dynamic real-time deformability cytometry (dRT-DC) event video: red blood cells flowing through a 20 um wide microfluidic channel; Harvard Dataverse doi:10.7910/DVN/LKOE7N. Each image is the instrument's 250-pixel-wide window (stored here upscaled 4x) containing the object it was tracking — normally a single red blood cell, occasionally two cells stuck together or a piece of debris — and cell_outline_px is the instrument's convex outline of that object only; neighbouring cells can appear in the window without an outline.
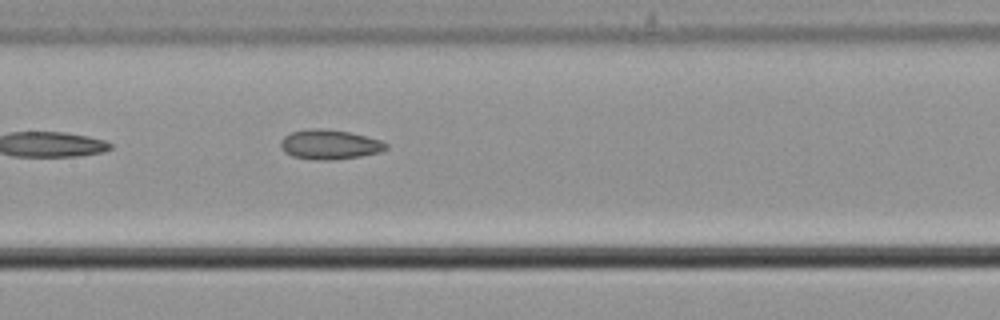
{"species": "common noctule bat (a hibernating species)", "species_latin": "Nyctalus noctula", "temperature_condition": "cold", "stored_images_in_passage": 5, "camera_frame_rate_fps": 3000, "um_per_image_px": 0.085, "animal": {"sex": "male", "body_mass_g": 21.5, "forearm_length_mm": 52.0}, "frame": {"image": 1, "passage_image": 5, "time_ms": 1.333, "image_size_px": [1000, 320], "cell_outline_px": [[388, 148], [380, 152], [360, 156], [336, 160], [316, 160], [292, 156], [284, 152], [280, 144], [280, 140], [284, 136], [292, 132], [308, 128], [324, 128], [348, 132], [380, 140], [388, 144]], "centroid_in_image_um": [27.99, 12.28], "position_along_channel_um": 179.4, "area_um2": 18.26}}